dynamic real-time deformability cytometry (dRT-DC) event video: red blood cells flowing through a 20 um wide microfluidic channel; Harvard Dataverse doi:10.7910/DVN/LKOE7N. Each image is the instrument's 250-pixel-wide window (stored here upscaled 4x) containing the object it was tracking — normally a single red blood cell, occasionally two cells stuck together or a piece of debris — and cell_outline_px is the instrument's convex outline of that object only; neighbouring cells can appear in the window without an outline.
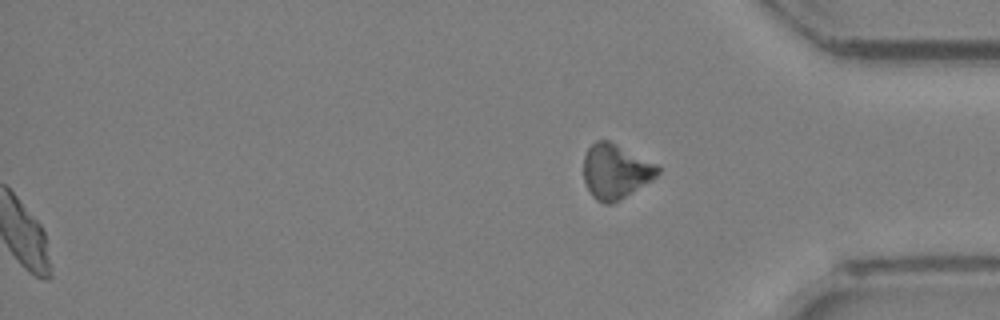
{"species": "Egyptian fruit bat (a non-hibernating species)", "species_latin": "Rousettus aegyptiacus", "temperature_condition": "room temperature", "stored_images_in_passage": 23, "segment_of_instrument_passage": [2, 2], "camera_frame_rate_fps": 3000, "um_per_image_px": 0.085, "animal": {"sex": "female"}, "frame": {"image": 1, "passage_image": 23, "time_ms": 7.333, "image_size_px": [1000, 320], "cell_outline_px": [[660, 172], [652, 180], [612, 204], [604, 204], [596, 200], [592, 196], [584, 180], [584, 156], [588, 148], [596, 140], [608, 140], [656, 164], [660, 168]], "centroid_in_image_um": [52.3, 14.57], "position_along_channel_um": 382.9, "area_um2": 23.35}}